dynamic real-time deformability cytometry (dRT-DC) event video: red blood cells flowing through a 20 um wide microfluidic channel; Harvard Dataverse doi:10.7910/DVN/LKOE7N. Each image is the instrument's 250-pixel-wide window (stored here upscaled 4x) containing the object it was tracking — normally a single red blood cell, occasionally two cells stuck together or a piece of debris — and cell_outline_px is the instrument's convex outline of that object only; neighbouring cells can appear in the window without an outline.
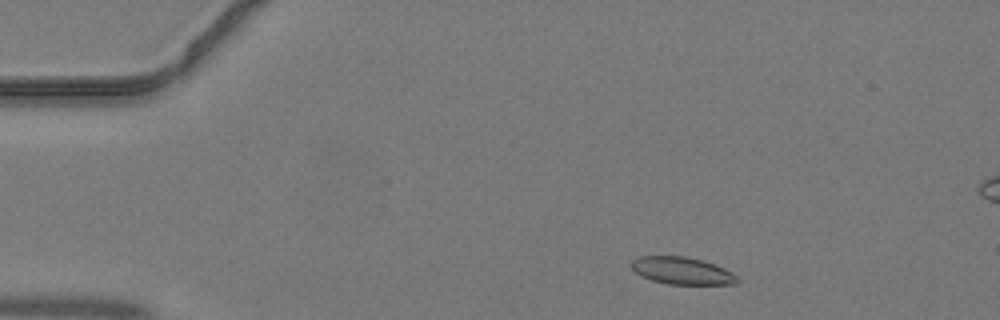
{"species": "common noctule bat (a hibernating species)", "species_latin": "Nyctalus noctula", "temperature_condition": "warm", "stored_images_in_passage": 42, "segment_of_instrument_passage": [1, 2], "camera_frame_rate_fps": 3000, "um_per_image_px": 0.085, "animal": {"sex": "male", "body_mass_g": 19.2, "forearm_length_mm": 51.8}, "frame": {"image": 1, "passage_image": 4, "time_ms": 1.0, "image_size_px": [1000, 320], "cell_outline_px": [[740, 280], [736, 284], [668, 284], [652, 280], [640, 276], [628, 264], [636, 256], [684, 256], [700, 260], [724, 268], [732, 272]], "centroid_in_image_um": [57.92, 23.01], "position_along_channel_um": 27.1, "area_um2": 16.82}}
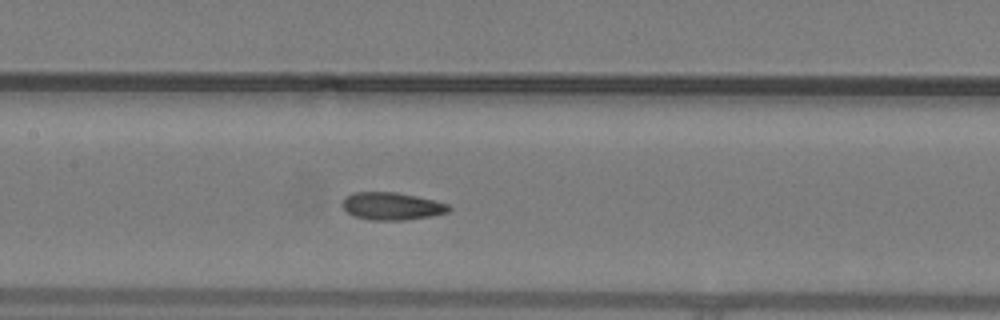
{"frame": {"image": 2, "passage_image": 18, "time_ms": 5.667, "image_size_px": [1000, 320], "cell_outline_px": [[452, 208], [448, 212], [432, 216], [404, 220], [372, 220], [352, 216], [340, 204], [344, 196], [352, 192], [396, 192], [416, 196], [448, 204]], "centroid_in_image_um": [33.26, 17.52], "position_along_channel_um": 174.1, "area_um2": 17.22}}
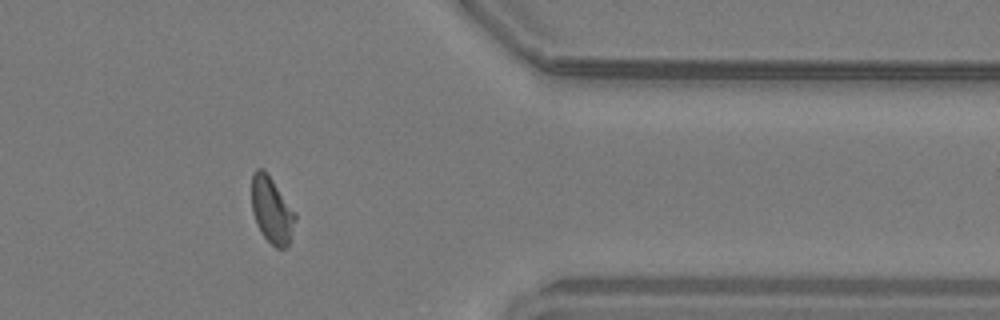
{"frame": {"image": 3, "passage_image": 33, "time_ms": 10.667, "image_size_px": [1000, 320], "cell_outline_px": [[296, 220], [288, 244], [284, 248], [276, 248], [260, 232], [252, 212], [252, 172], [256, 168], [264, 168], [296, 212]], "centroid_in_image_um": [23.09, 17.83], "position_along_channel_um": 388.3, "area_um2": 16.88}}